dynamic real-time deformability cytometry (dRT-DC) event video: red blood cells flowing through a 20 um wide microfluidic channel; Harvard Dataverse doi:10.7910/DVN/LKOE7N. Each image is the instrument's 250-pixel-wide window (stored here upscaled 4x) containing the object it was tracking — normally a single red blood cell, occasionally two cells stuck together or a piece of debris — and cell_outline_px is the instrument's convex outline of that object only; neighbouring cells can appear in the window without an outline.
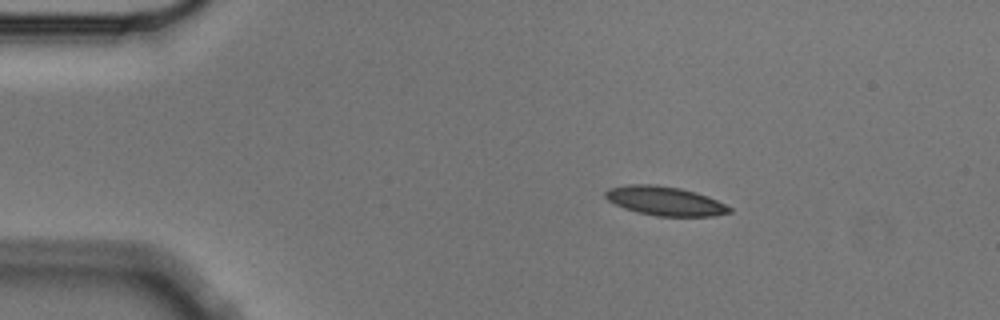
{"species": "Egyptian fruit bat (a non-hibernating species)", "species_latin": "Rousettus aegyptiacus", "temperature_condition": "cold", "stored_images_in_passage": 2, "camera_frame_rate_fps": 3000, "um_per_image_px": 0.085, "animal": {"sex": "male"}, "frame": {"image": 1, "passage_image": 1, "time_ms": 0.0, "image_size_px": [1000, 320], "cell_outline_px": [[732, 212], [716, 216], [656, 216], [636, 212], [624, 208], [608, 200], [604, 196], [604, 192], [608, 188], [628, 184], [656, 184], [680, 188], [696, 192], [708, 196], [732, 208]], "centroid_in_image_um": [56.51, 17.08], "position_along_channel_um": 28.5, "area_um2": 21.15}}